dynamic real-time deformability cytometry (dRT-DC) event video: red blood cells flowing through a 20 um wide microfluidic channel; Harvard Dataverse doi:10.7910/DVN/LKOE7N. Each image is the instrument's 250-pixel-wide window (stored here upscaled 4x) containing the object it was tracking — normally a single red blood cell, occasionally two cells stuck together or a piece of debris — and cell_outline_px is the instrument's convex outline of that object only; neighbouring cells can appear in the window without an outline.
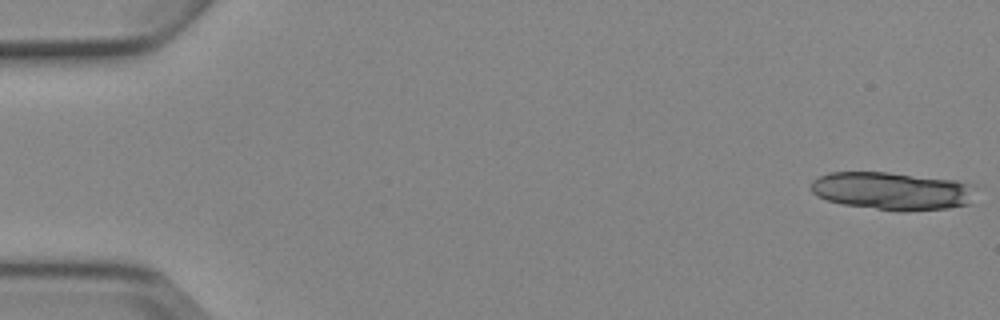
{"species": "Egyptian fruit bat (a non-hibernating species)", "species_latin": "Rousettus aegyptiacus", "temperature_condition": "cold", "stored_images_in_passage": 4, "camera_frame_rate_fps": 3000, "um_per_image_px": 0.085, "animal": {"sex": "female"}, "frame": {"image": 1, "passage_image": 1, "time_ms": 0.0, "image_size_px": [1000, 320], "cell_outline_px": [[972, 204], [948, 208], [904, 212], [900, 212], [844, 204], [828, 200], [816, 196], [808, 188], [812, 180], [828, 172], [888, 172], [956, 180], [972, 184]], "centroid_in_image_um": [75.81, 16.23], "position_along_channel_um": 9.2, "area_um2": 36.65}}